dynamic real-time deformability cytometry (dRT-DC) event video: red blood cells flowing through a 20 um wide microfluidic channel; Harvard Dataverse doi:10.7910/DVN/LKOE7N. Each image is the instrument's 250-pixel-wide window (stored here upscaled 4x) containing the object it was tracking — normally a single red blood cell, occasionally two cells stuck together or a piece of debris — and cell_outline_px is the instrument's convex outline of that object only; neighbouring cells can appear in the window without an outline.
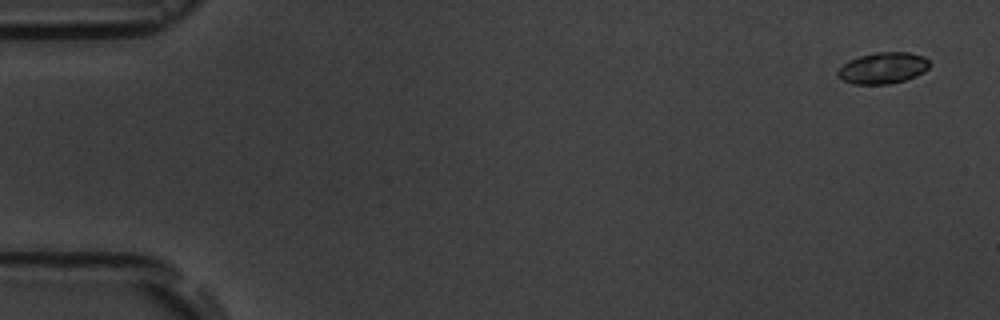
{"species": "common noctule bat (a hibernating species)", "species_latin": "Nyctalus noctula", "temperature_condition": "room temperature", "stored_images_in_passage": 10, "camera_frame_rate_fps": 3000, "um_per_image_px": 0.085, "animal": {"sex": "male", "body_mass_g": 19.5, "forearm_length_mm": 54.6}, "frame": {"image": 1, "passage_image": 1, "time_ms": 0.0, "image_size_px": [1000, 320], "cell_outline_px": [[932, 64], [924, 72], [916, 76], [904, 80], [888, 84], [852, 84], [836, 76], [836, 72], [848, 60], [860, 56], [876, 52], [908, 52], [924, 56]], "centroid_in_image_um": [75.06, 5.78], "position_along_channel_um": 9.9, "area_um2": 16.82}}
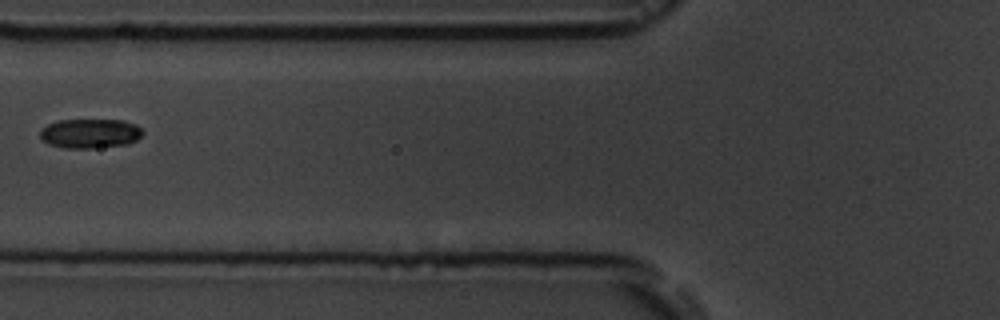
{"frame": {"image": 2, "passage_image": 6, "time_ms": 6.667, "image_size_px": [1000, 320], "cell_outline_px": [[144, 132], [136, 140], [128, 144], [92, 148], [64, 148], [48, 144], [40, 136], [40, 128], [56, 120], [124, 120], [136, 124]], "centroid_in_image_um": [7.64, 11.34], "position_along_channel_um": 118.2, "area_um2": 17.69}}
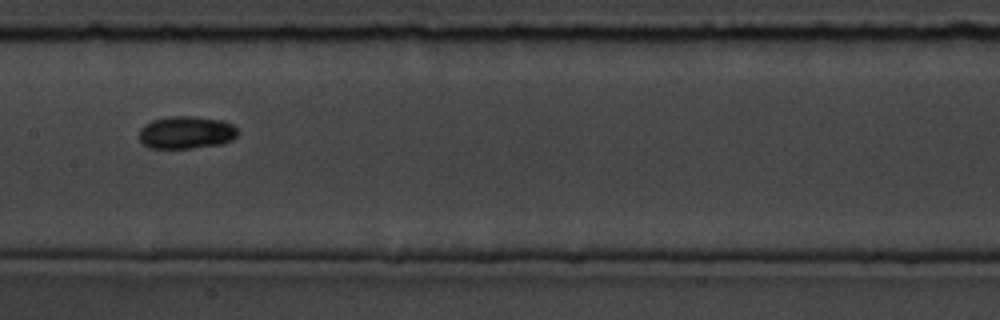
{"frame": {"image": 3, "passage_image": 8, "time_ms": 8.667, "image_size_px": [1000, 320], "cell_outline_px": [[240, 132], [232, 140], [224, 144], [192, 148], [148, 148], [140, 140], [140, 128], [144, 124], [152, 120], [172, 116], [192, 116], [224, 120], [232, 124]], "centroid_in_image_um": [15.86, 11.26], "position_along_channel_um": 191.5, "area_um2": 18.96}}